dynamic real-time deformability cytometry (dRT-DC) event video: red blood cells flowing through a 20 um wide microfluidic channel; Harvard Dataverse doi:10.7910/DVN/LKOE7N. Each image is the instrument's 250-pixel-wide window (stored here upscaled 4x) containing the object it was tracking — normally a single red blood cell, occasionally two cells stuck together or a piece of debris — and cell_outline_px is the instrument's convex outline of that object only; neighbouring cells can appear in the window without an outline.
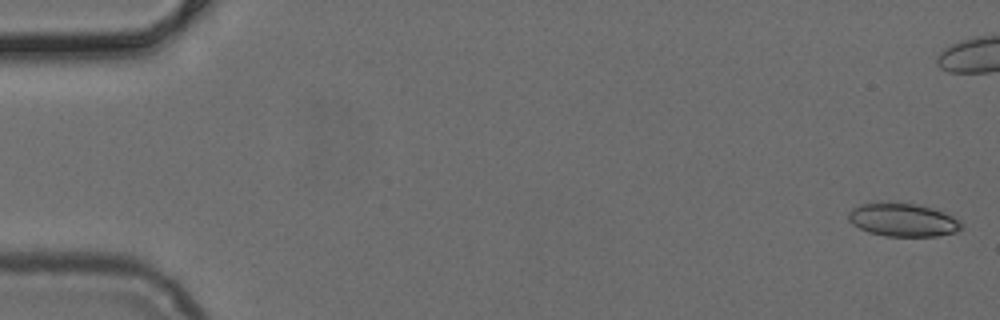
{"species": "common noctule bat (a hibernating species)", "species_latin": "Nyctalus noctula", "temperature_condition": "cold", "stored_images_in_passage": 18, "camera_frame_rate_fps": 3000, "um_per_image_px": 0.085, "animal": {"sex": "female", "body_mass_g": 24.6, "forearm_length_mm": 56.2}, "frame": {"image": 1, "passage_image": 1, "time_ms": 0.0, "image_size_px": [1000, 320], "cell_outline_px": [[960, 228], [956, 232], [936, 236], [888, 236], [868, 232], [852, 224], [848, 220], [848, 212], [852, 208], [864, 204], [916, 204], [932, 208], [952, 216], [960, 224]], "centroid_in_image_um": [76.71, 18.72], "position_along_channel_um": 8.3, "area_um2": 21.15}}
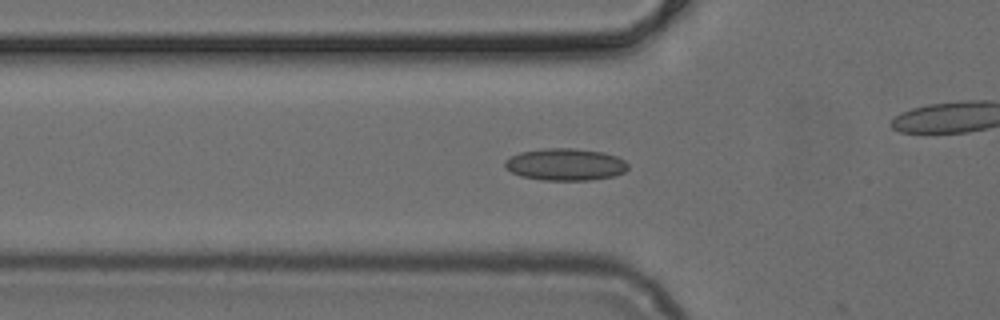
{"frame": {"image": 2, "passage_image": 17, "time_ms": 5.333, "image_size_px": [1000, 320], "cell_outline_px": [[628, 168], [624, 172], [612, 176], [592, 180], [540, 180], [520, 176], [504, 168], [504, 160], [520, 152], [544, 148], [576, 148], [604, 152], [616, 156], [624, 160], [628, 164]], "centroid_in_image_um": [48.04, 13.97], "position_along_channel_um": 77.8, "area_um2": 23.18}}